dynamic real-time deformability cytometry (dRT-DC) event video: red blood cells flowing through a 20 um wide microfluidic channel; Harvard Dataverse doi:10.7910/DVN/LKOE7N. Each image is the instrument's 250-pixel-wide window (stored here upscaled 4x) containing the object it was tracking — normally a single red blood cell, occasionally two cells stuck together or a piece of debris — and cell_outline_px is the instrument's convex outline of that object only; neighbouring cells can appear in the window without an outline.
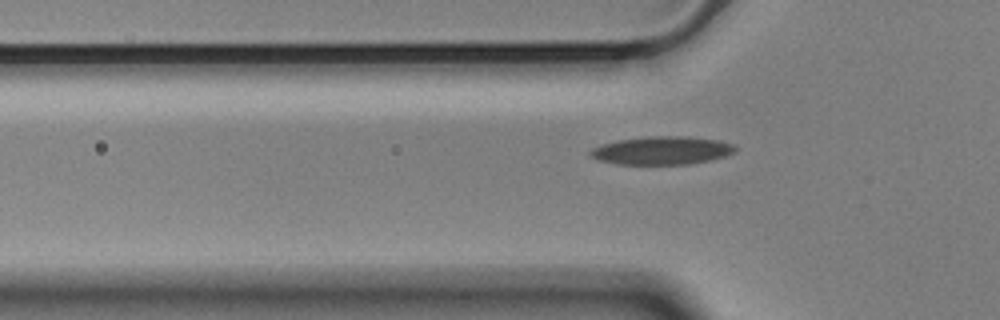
{"species": "Egyptian fruit bat (a non-hibernating species)", "species_latin": "Rousettus aegyptiacus", "temperature_condition": "cold", "stored_images_in_passage": 35, "camera_frame_rate_fps": 3000, "um_per_image_px": 0.085, "animal": {"sex": "male"}, "frame": {"image": 1, "passage_image": 6, "time_ms": 1.667, "image_size_px": [1000, 320], "cell_outline_px": [[736, 152], [724, 156], [708, 160], [688, 164], [616, 164], [600, 160], [592, 156], [588, 152], [592, 148], [616, 140], [648, 136], [688, 136], [716, 140], [732, 144], [736, 148]], "centroid_in_image_um": [56.25, 12.78], "position_along_channel_um": 69.6, "area_um2": 23.58}}
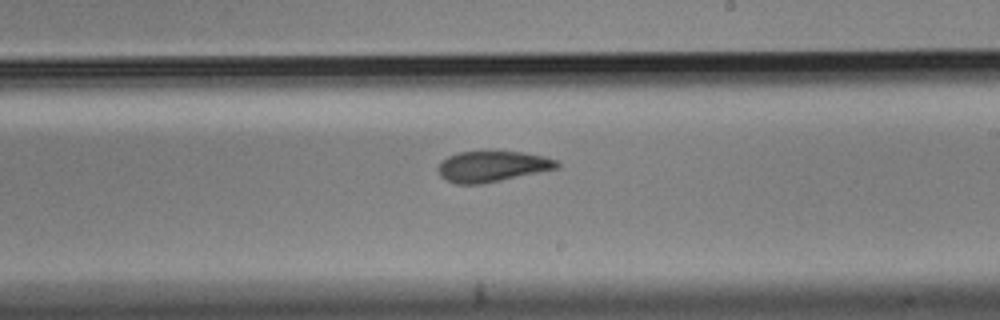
{"frame": {"image": 2, "passage_image": 21, "time_ms": 6.667, "image_size_px": [1000, 320], "cell_outline_px": [[560, 168], [480, 184], [456, 184], [440, 176], [436, 172], [436, 168], [440, 160], [448, 156], [460, 152], [524, 152], [544, 156], [556, 160], [560, 164]], "centroid_in_image_um": [41.81, 14.14], "position_along_channel_um": 247.2, "area_um2": 21.33}}
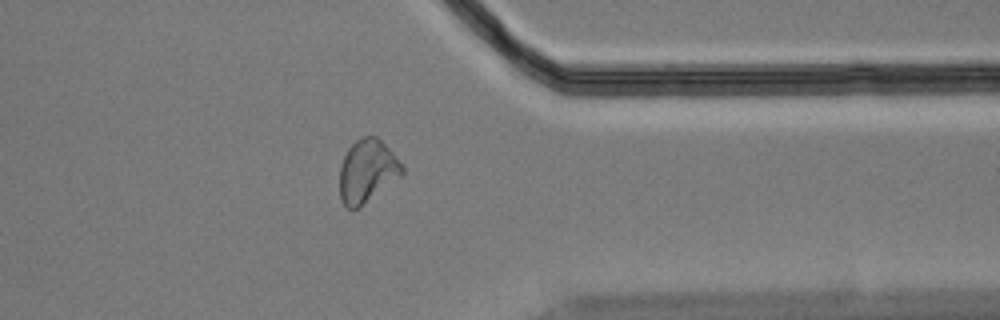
{"frame": {"image": 3, "passage_image": 33, "time_ms": 10.667, "image_size_px": [1000, 320], "cell_outline_px": [[404, 172], [400, 176], [360, 208], [352, 212], [340, 200], [340, 164], [348, 148], [356, 140], [364, 136], [376, 136], [392, 152], [404, 168]], "centroid_in_image_um": [31.18, 14.58], "position_along_channel_um": 380.2, "area_um2": 22.89}}